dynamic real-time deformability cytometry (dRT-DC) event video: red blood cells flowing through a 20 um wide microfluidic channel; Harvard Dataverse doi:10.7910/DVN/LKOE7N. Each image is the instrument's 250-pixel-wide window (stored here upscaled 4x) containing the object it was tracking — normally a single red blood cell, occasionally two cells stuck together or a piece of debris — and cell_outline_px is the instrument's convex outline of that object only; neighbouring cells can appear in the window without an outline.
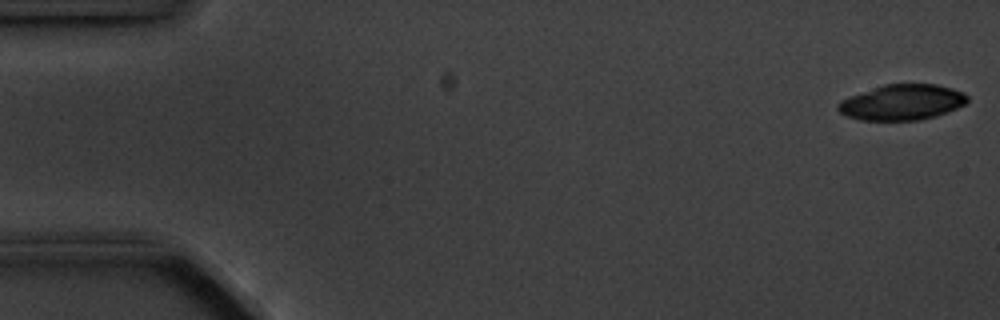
{"species": "common noctule bat (a hibernating species)", "species_latin": "Nyctalus noctula", "temperature_condition": "cold", "stored_images_in_passage": 3, "camera_frame_rate_fps": 3000, "um_per_image_px": 0.085, "animal": {"sex": "male", "body_mass_g": 20.1, "forearm_length_mm": 53.5}, "frame": {"image": 1, "passage_image": 1, "time_ms": 0.0, "image_size_px": [1000, 320], "cell_outline_px": [[968, 100], [964, 104], [948, 112], [936, 116], [920, 120], [860, 120], [848, 116], [840, 112], [836, 108], [836, 104], [840, 100], [884, 84], [936, 84], [952, 88], [964, 92], [968, 96]], "centroid_in_image_um": [76.69, 8.69], "position_along_channel_um": 8.3, "area_um2": 26.76}}